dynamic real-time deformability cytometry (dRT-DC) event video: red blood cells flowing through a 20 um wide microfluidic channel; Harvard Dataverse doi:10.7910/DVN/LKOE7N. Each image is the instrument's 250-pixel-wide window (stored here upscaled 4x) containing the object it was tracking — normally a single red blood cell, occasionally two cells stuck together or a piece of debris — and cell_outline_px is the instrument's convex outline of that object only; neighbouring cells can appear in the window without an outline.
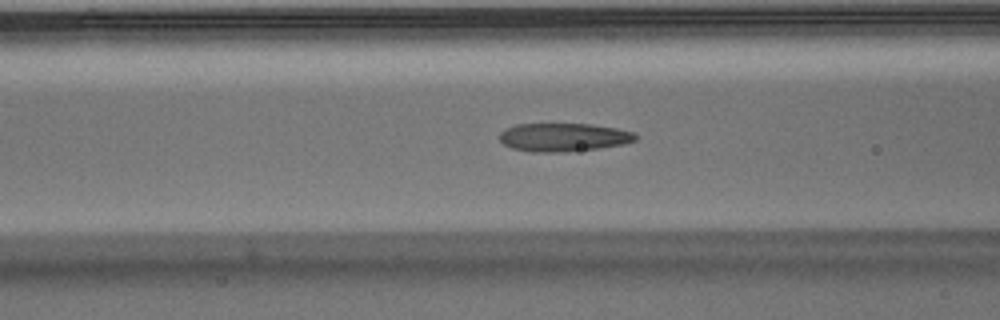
{"species": "Egyptian fruit bat (a non-hibernating species)", "species_latin": "Rousettus aegyptiacus", "temperature_condition": "warm", "stored_images_in_passage": 41, "camera_frame_rate_fps": 3000, "um_per_image_px": 0.085, "animal": {"sex": "male"}, "frame": {"image": 1, "passage_image": 10, "time_ms": 3.0, "image_size_px": [1000, 320], "cell_outline_px": [[636, 140], [624, 144], [596, 148], [564, 152], [532, 152], [512, 148], [504, 144], [500, 140], [500, 132], [504, 128], [516, 124], [592, 124], [616, 128], [636, 132]], "centroid_in_image_um": [47.89, 11.66], "position_along_channel_um": 118.7, "area_um2": 22.48}}
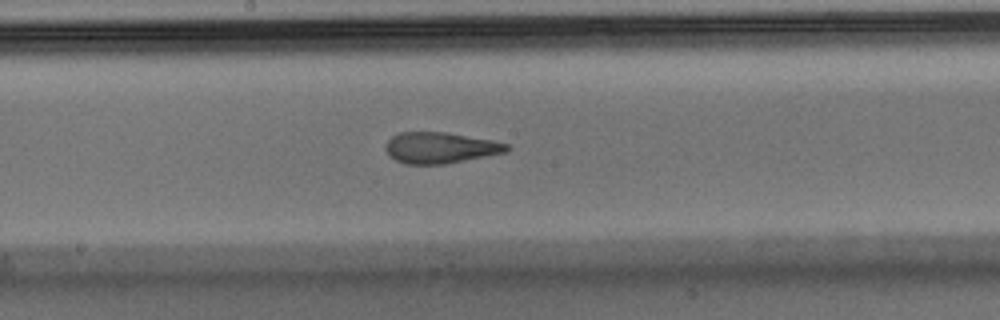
{"frame": {"image": 2, "passage_image": 17, "time_ms": 5.333, "image_size_px": [1000, 320], "cell_outline_px": [[512, 148], [508, 152], [444, 164], [404, 164], [388, 156], [384, 148], [384, 144], [392, 136], [400, 132], [444, 132], [492, 140], [508, 144]], "centroid_in_image_um": [37.4, 12.56], "position_along_channel_um": 210.8, "area_um2": 22.08}}
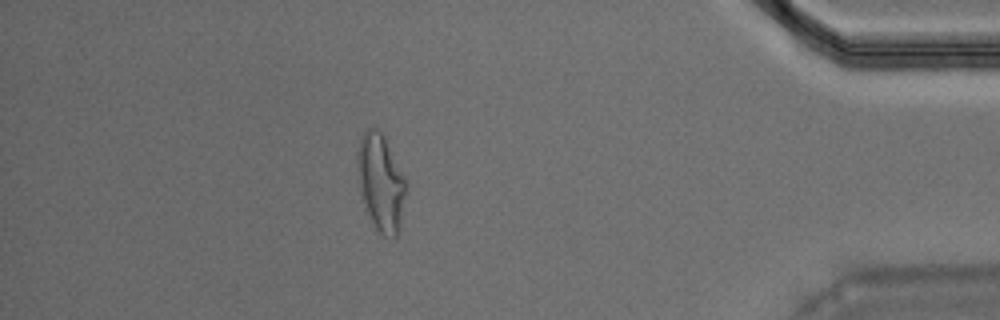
{"frame": {"image": 3, "passage_image": 35, "time_ms": 11.333, "image_size_px": [1000, 320], "cell_outline_px": [[404, 196], [400, 224], [396, 236], [384, 236], [376, 228], [364, 204], [356, 164], [356, 152], [364, 128], [376, 128], [384, 136], [404, 176]], "centroid_in_image_um": [32.33, 15.44], "position_along_channel_um": 402.9, "area_um2": 26.59}, "authors_computed_cell_mechanics": {"area_um2": 23.0044, "velocity_mm_per_s": 3.928, "shape_relaxation_time_tau1_ms": 8.4128, "shape_relaxation_time_tau2_ms": 1.4462, "deformation_change_tau1": 0.2615, "deformation_change_tau2": 0.1021}}